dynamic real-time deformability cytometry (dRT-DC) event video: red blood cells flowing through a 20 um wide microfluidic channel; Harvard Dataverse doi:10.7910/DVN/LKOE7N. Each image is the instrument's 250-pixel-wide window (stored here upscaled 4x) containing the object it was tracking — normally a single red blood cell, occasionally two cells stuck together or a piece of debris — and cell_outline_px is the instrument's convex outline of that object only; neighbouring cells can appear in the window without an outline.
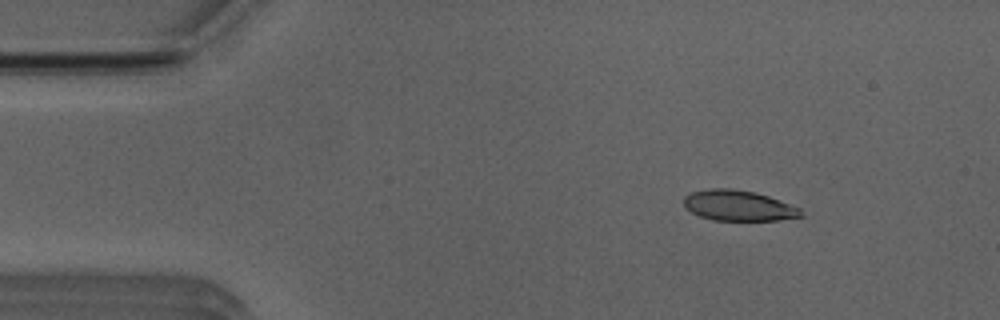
{"species": "Egyptian fruit bat (a non-hibernating species)", "species_latin": "Rousettus aegyptiacus", "temperature_condition": "room temperature", "stored_images_in_passage": 14, "camera_frame_rate_fps": 3000, "um_per_image_px": 0.085, "animal": {"sex": "male"}, "frame": {"image": 1, "passage_image": 7, "time_ms": 2.0, "image_size_px": [1000, 320], "cell_outline_px": [[804, 216], [776, 220], [712, 220], [700, 216], [692, 212], [684, 204], [684, 196], [692, 192], [708, 188], [732, 188], [756, 192], [768, 196], [800, 208]], "centroid_in_image_um": [62.77, 17.46], "position_along_channel_um": 22.2, "area_um2": 20.75}}